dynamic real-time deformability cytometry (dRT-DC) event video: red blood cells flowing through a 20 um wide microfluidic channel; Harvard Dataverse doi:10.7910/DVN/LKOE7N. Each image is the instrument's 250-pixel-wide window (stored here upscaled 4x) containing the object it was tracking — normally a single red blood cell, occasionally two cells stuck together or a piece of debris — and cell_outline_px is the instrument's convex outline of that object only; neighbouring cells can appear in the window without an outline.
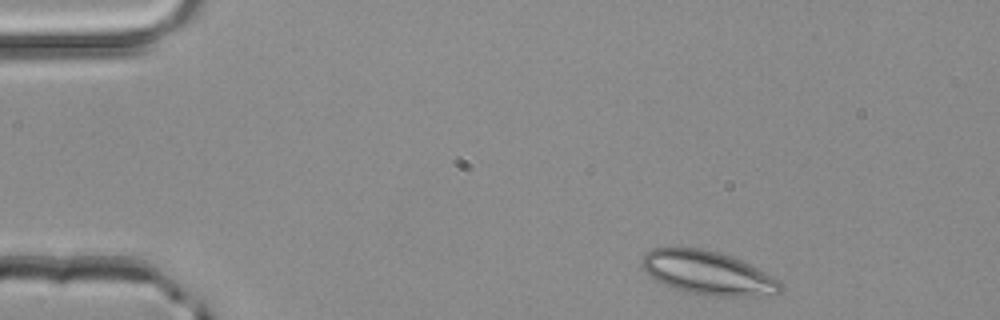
{"species": "common noctule bat (a hibernating species)", "species_latin": "Nyctalus noctula", "temperature_condition": "room temperature", "stored_images_in_passage": 3, "segment_of_instrument_passage": [1, 2], "camera_frame_rate_fps": 3000, "um_per_image_px": 0.085, "animal": {"sex": "male", "body_mass_g": 20.4}, "frame": {"image": 1, "passage_image": 1, "time_ms": 0.0, "image_size_px": [1000, 320], "cell_outline_px": [[784, 288], [776, 296], [704, 296], [676, 288], [664, 284], [656, 280], [644, 272], [640, 264], [640, 260], [644, 252], [652, 248], [704, 248], [720, 252], [732, 256], [780, 280], [784, 284]], "centroid_in_image_um": [60.18, 23.2], "position_along_channel_um": 24.8, "area_um2": 35.66}}